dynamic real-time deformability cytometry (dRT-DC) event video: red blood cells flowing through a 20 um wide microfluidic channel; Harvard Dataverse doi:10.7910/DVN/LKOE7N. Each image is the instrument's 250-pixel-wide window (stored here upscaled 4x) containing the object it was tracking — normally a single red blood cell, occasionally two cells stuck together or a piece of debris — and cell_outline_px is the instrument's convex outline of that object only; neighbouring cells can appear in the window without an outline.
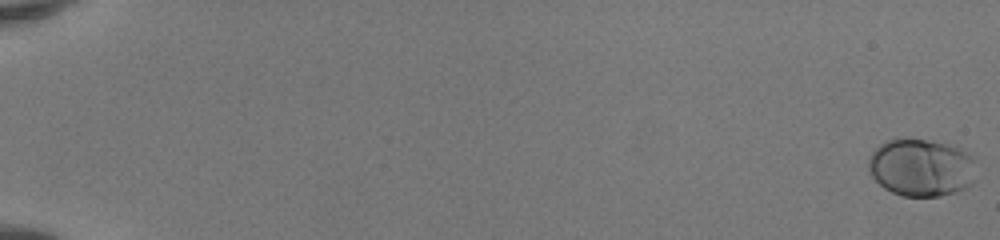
{"species": "human", "species_latin": "Homo sapiens", "temperature_condition": "room temperature", "stored_images_in_passage": 53, "camera_frame_rate_fps": 3000, "um_per_image_px": 0.085, "donor": {"sex": "female"}, "frame": {"image": 1, "passage_image": 1, "time_ms": 0.0, "image_size_px": [1000, 240], "cell_outline_px": [[972, 184], [956, 192], [940, 196], [900, 196], [884, 188], [872, 176], [868, 168], [868, 160], [872, 152], [884, 140], [928, 140], [960, 148], [972, 156]], "centroid_in_image_um": [78.25, 14.26], "position_along_channel_um": 6.7, "area_um2": 35.6}}
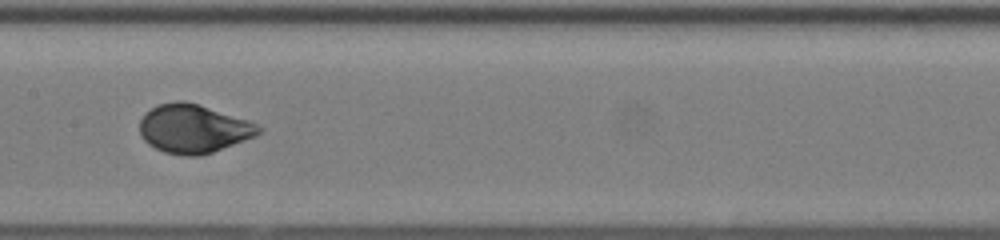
{"frame": {"image": 2, "passage_image": 30, "time_ms": 9.667, "image_size_px": [1000, 240], "cell_outline_px": [[264, 128], [256, 136], [212, 152], [200, 156], [184, 156], [164, 152], [148, 144], [140, 136], [140, 120], [144, 112], [156, 104], [176, 100], [184, 100], [200, 104], [248, 120]], "centroid_in_image_um": [16.41, 10.92], "position_along_channel_um": 191.0, "area_um2": 34.04}}
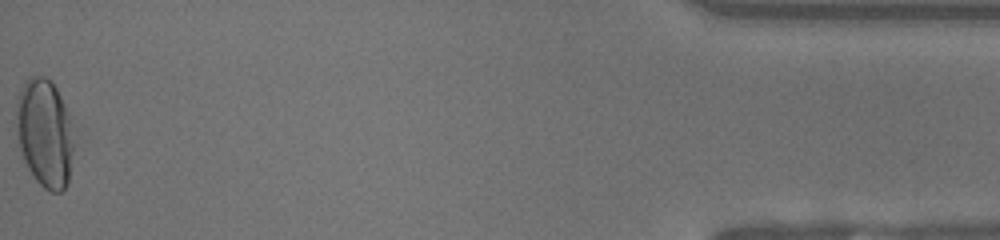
{"frame": {"image": 3, "passage_image": 53, "time_ms": 17.333, "image_size_px": [1000, 240], "cell_outline_px": [[80, 128], [68, 180], [64, 188], [60, 192], [52, 192], [44, 188], [36, 180], [28, 168], [24, 160], [20, 148], [16, 132], [16, 96], [20, 88], [28, 76], [44, 76], [56, 88]], "centroid_in_image_um": [3.89, 11.28], "position_along_channel_um": 431.3, "area_um2": 38.15}, "authors_computed_cell_mechanics": {"area_um2": 33.6396, "velocity_mm_per_s": 4.156, "shape_relaxation_time_tau1_ms": 2.6228, "shape_relaxation_time_tau2_ms": null, "deformation_change_tau1": 0.1542, "deformation_change_tau2": null}}